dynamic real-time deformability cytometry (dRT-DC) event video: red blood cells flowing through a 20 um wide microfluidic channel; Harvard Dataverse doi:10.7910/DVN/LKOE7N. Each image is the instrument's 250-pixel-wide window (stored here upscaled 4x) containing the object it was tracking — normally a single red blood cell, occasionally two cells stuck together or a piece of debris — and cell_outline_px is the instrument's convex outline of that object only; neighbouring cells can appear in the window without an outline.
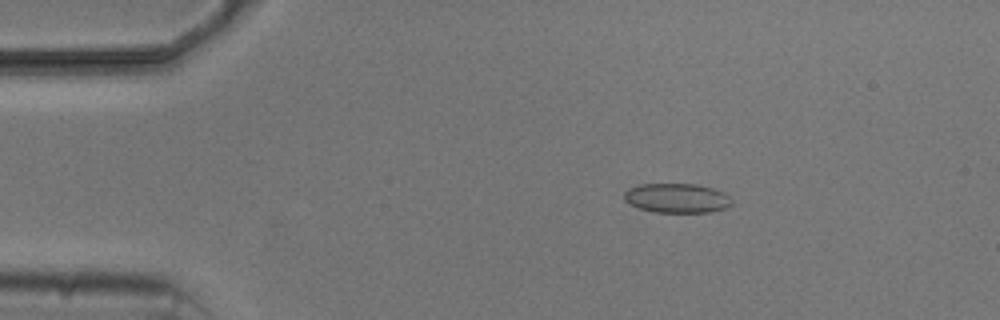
{"species": "common noctule bat (a hibernating species)", "species_latin": "Nyctalus noctula", "temperature_condition": "cold", "stored_images_in_passage": 5, "camera_frame_rate_fps": 3000, "um_per_image_px": 0.085, "animal": {"sex": "male", "body_mass_g": 20.5, "forearm_length_mm": 52.5}, "frame": {"image": 1, "passage_image": 3, "time_ms": 2.333, "image_size_px": [1000, 320], "cell_outline_px": [[732, 204], [724, 208], [712, 212], [652, 212], [640, 208], [624, 200], [624, 192], [628, 188], [640, 184], [696, 184], [712, 188], [724, 192], [732, 200]], "centroid_in_image_um": [57.53, 16.83], "position_along_channel_um": 27.5, "area_um2": 18.44}}
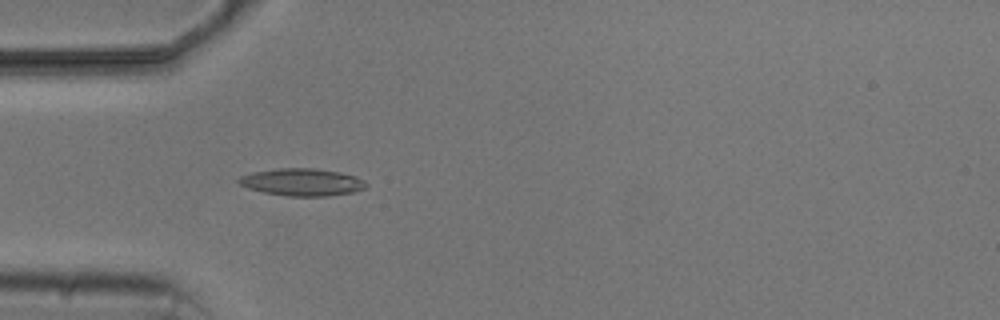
{"frame": {"image": 2, "passage_image": 5, "time_ms": 4.667, "image_size_px": [1000, 320], "cell_outline_px": [[368, 184], [364, 188], [352, 192], [328, 196], [288, 196], [264, 192], [248, 188], [240, 184], [236, 180], [240, 176], [252, 172], [276, 168], [316, 168], [340, 172], [356, 176], [364, 180]], "centroid_in_image_um": [25.67, 15.47], "position_along_channel_um": 59.3, "area_um2": 20.35}}